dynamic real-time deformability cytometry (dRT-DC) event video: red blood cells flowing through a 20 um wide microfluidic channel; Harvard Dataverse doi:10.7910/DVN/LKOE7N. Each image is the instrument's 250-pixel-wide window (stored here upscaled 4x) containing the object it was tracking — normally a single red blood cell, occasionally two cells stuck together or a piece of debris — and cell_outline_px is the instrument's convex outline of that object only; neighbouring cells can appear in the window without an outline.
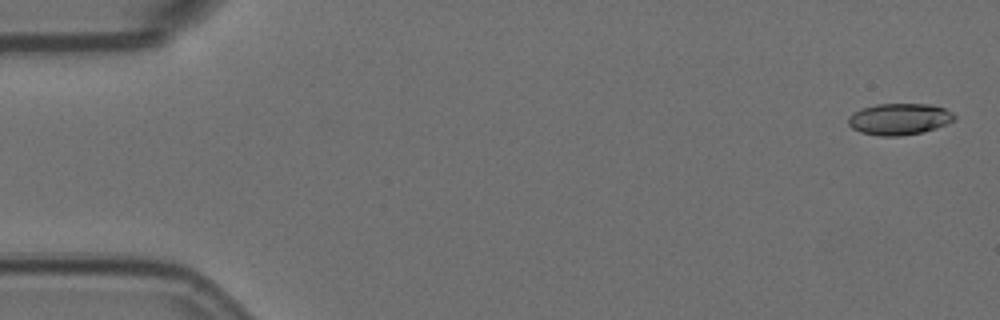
{"species": "Egyptian fruit bat (a non-hibernating species)", "species_latin": "Rousettus aegyptiacus", "temperature_condition": "room temperature", "stored_images_in_passage": 6, "camera_frame_rate_fps": 3000, "um_per_image_px": 0.085, "animal": {"sex": "female"}, "frame": {"image": 1, "passage_image": 1, "time_ms": 0.0, "image_size_px": [1000, 320], "cell_outline_px": [[956, 120], [936, 128], [920, 132], [900, 136], [880, 136], [860, 132], [852, 128], [848, 124], [848, 116], [852, 112], [860, 108], [876, 104], [928, 104], [944, 108], [952, 112], [956, 116]], "centroid_in_image_um": [76.42, 10.11], "position_along_channel_um": 8.6, "area_um2": 19.59}}
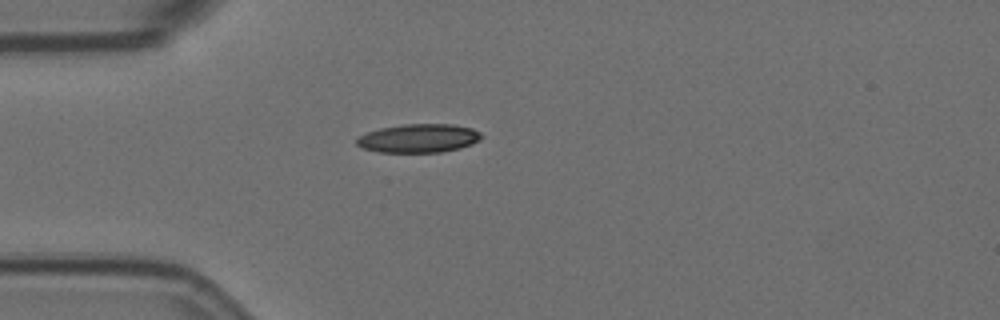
{"frame": {"image": 2, "passage_image": 5, "time_ms": 1.333, "image_size_px": [1000, 320], "cell_outline_px": [[484, 136], [480, 140], [472, 144], [460, 148], [440, 152], [380, 152], [364, 148], [356, 144], [356, 136], [380, 128], [404, 124], [452, 124], [472, 128], [480, 132]], "centroid_in_image_um": [35.6, 11.75], "position_along_channel_um": 49.4, "area_um2": 20.87}}